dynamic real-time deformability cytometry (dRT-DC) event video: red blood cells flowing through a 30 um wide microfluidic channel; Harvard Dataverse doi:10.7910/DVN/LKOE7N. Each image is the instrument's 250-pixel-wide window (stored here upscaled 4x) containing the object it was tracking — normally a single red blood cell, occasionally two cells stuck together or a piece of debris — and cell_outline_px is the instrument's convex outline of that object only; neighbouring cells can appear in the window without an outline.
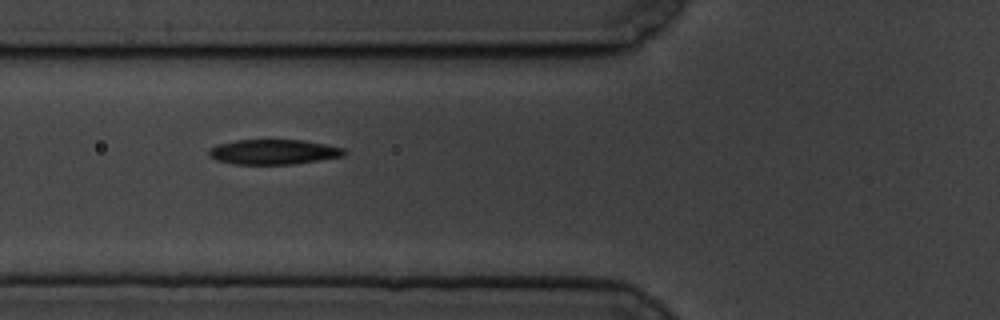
{"species": "common noctule bat (a hibernating species)", "species_latin": "Nyctalus noctula", "temperature_condition": "cold", "stored_images_in_passage": 6, "camera_frame_rate_fps": 3000, "um_per_image_px": 0.085, "animal": {"sex": "male", "body_mass_g": 19.5, "forearm_length_mm": 54.6}, "frame": {"image": 1, "passage_image": 2, "time_ms": 1.0, "image_size_px": [1000, 320], "cell_outline_px": [[348, 152], [344, 156], [292, 164], [232, 164], [216, 160], [208, 156], [208, 148], [216, 144], [236, 140], [304, 140], [344, 148]], "centroid_in_image_um": [23.21, 12.91], "position_along_channel_um": 102.6, "area_um2": 19.83}}
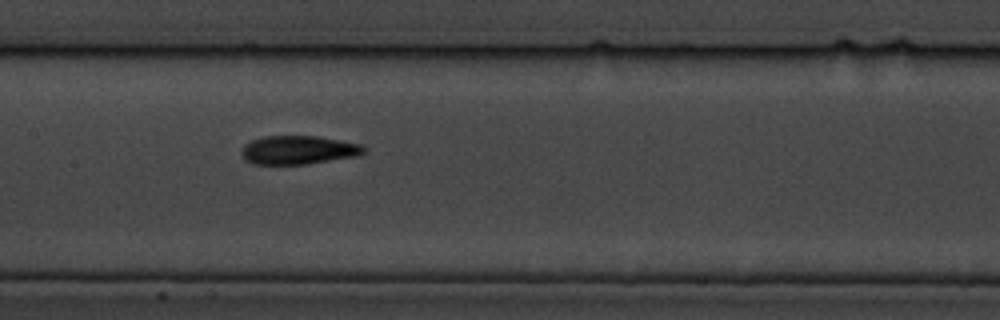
{"frame": {"image": 2, "passage_image": 4, "time_ms": 3.333, "image_size_px": [1000, 320], "cell_outline_px": [[368, 148], [360, 156], [308, 164], [252, 164], [244, 160], [240, 152], [244, 144], [252, 140], [264, 136], [316, 136], [360, 144]], "centroid_in_image_um": [25.36, 12.76], "position_along_channel_um": 182.0, "area_um2": 20.63}}
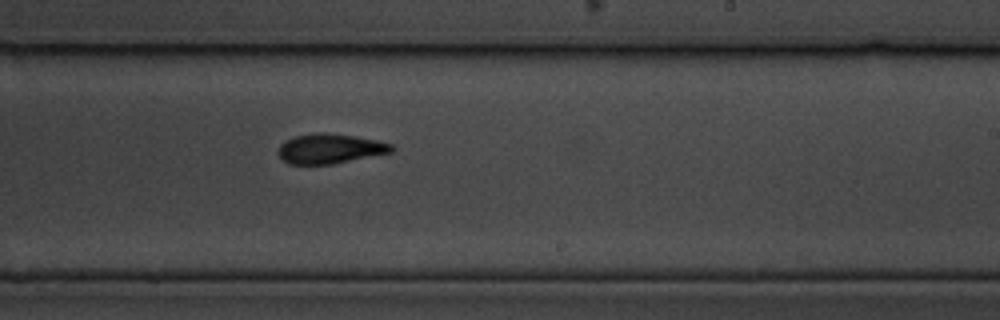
{"frame": {"image": 3, "passage_image": 6, "time_ms": 5.667, "image_size_px": [1000, 320], "cell_outline_px": [[396, 148], [392, 152], [332, 164], [288, 164], [276, 152], [280, 144], [296, 136], [316, 132], [320, 132], [356, 136], [376, 140], [392, 144]], "centroid_in_image_um": [28.05, 12.63], "position_along_channel_um": 260.9, "area_um2": 19.59}}